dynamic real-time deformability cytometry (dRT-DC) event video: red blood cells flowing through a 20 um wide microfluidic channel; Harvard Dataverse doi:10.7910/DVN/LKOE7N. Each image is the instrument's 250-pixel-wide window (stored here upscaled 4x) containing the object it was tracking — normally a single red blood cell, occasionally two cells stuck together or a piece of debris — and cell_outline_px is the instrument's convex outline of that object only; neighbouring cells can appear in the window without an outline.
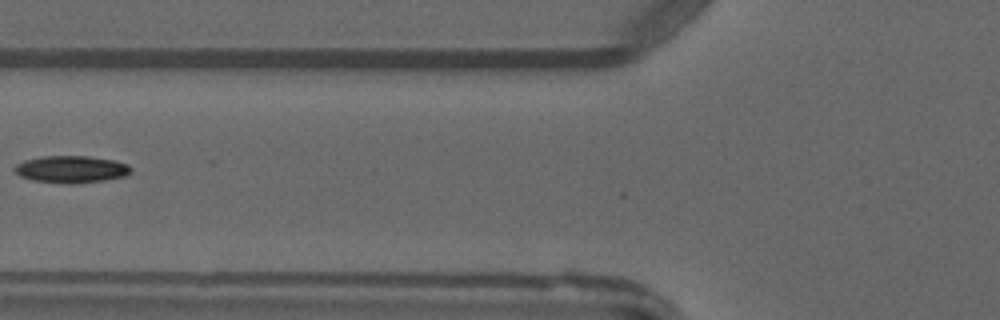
{"species": "common noctule bat (a hibernating species)", "species_latin": "Nyctalus noctula", "temperature_condition": "warm", "stored_images_in_passage": 5, "camera_frame_rate_fps": 3000, "um_per_image_px": 0.085, "animal": {"sex": "male", "forearm_length_mm": 52.5}, "frame": {"image": 1, "passage_image": 5, "time_ms": 5.667, "image_size_px": [1000, 320], "cell_outline_px": [[132, 172], [124, 176], [104, 180], [72, 184], [68, 184], [32, 180], [20, 176], [12, 168], [16, 164], [24, 160], [40, 156], [88, 156], [116, 160], [128, 164], [132, 168]], "centroid_in_image_um": [6.06, 14.38], "position_along_channel_um": 119.7, "area_um2": 18.55}}